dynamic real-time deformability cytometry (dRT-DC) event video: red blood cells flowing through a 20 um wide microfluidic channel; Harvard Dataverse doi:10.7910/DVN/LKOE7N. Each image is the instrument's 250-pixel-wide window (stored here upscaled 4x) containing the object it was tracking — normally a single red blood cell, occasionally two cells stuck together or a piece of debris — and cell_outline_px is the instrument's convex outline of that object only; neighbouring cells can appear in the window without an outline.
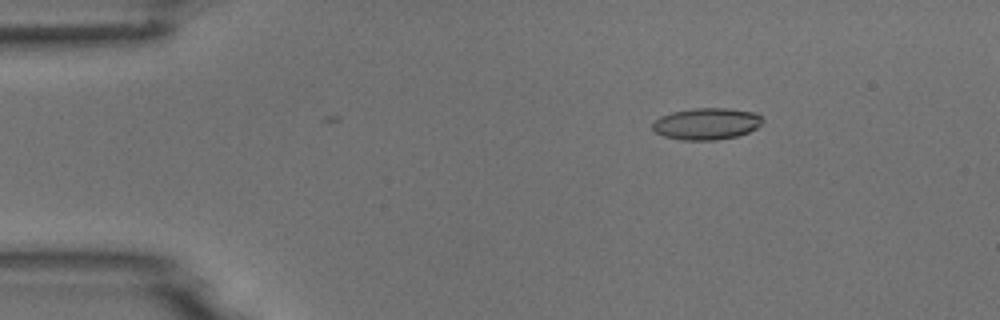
{"species": "common noctule bat (a hibernating species)", "species_latin": "Nyctalus noctula", "temperature_condition": "room temperature", "stored_images_in_passage": 3, "camera_frame_rate_fps": 3000, "um_per_image_px": 0.085, "animal": {"sex": "male", "body_mass_g": 18.8}, "frame": {"image": 1, "passage_image": 2, "time_ms": 1.333, "image_size_px": [1000, 320], "cell_outline_px": [[764, 120], [756, 128], [748, 132], [736, 136], [716, 140], [680, 140], [664, 136], [656, 132], [652, 128], [652, 120], [660, 116], [672, 112], [692, 108], [728, 108], [756, 112]], "centroid_in_image_um": [60.03, 10.51], "position_along_channel_um": 25.0, "area_um2": 20.46}}